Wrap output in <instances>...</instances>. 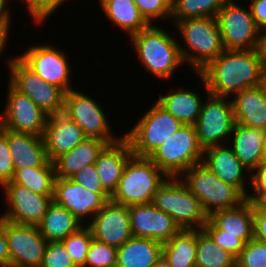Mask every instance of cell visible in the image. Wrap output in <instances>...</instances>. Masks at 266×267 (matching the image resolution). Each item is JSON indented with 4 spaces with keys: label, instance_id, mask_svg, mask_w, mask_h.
<instances>
[{
    "label": "cell",
    "instance_id": "obj_41",
    "mask_svg": "<svg viewBox=\"0 0 266 267\" xmlns=\"http://www.w3.org/2000/svg\"><path fill=\"white\" fill-rule=\"evenodd\" d=\"M39 267H77L60 241L48 242Z\"/></svg>",
    "mask_w": 266,
    "mask_h": 267
},
{
    "label": "cell",
    "instance_id": "obj_7",
    "mask_svg": "<svg viewBox=\"0 0 266 267\" xmlns=\"http://www.w3.org/2000/svg\"><path fill=\"white\" fill-rule=\"evenodd\" d=\"M194 125H183L148 158L167 176L179 177L184 171L203 161Z\"/></svg>",
    "mask_w": 266,
    "mask_h": 267
},
{
    "label": "cell",
    "instance_id": "obj_47",
    "mask_svg": "<svg viewBox=\"0 0 266 267\" xmlns=\"http://www.w3.org/2000/svg\"><path fill=\"white\" fill-rule=\"evenodd\" d=\"M250 10L256 26L266 31V0H250Z\"/></svg>",
    "mask_w": 266,
    "mask_h": 267
},
{
    "label": "cell",
    "instance_id": "obj_31",
    "mask_svg": "<svg viewBox=\"0 0 266 267\" xmlns=\"http://www.w3.org/2000/svg\"><path fill=\"white\" fill-rule=\"evenodd\" d=\"M106 17L131 36L150 24L140 14L134 0H99Z\"/></svg>",
    "mask_w": 266,
    "mask_h": 267
},
{
    "label": "cell",
    "instance_id": "obj_44",
    "mask_svg": "<svg viewBox=\"0 0 266 267\" xmlns=\"http://www.w3.org/2000/svg\"><path fill=\"white\" fill-rule=\"evenodd\" d=\"M253 195L248 193L246 200L251 203H266V165H259L250 172ZM255 193V194H254Z\"/></svg>",
    "mask_w": 266,
    "mask_h": 267
},
{
    "label": "cell",
    "instance_id": "obj_21",
    "mask_svg": "<svg viewBox=\"0 0 266 267\" xmlns=\"http://www.w3.org/2000/svg\"><path fill=\"white\" fill-rule=\"evenodd\" d=\"M211 146L204 149L202 163L208 167L223 182L236 187L245 197L248 192L245 188L247 172L250 171L238 160L231 145Z\"/></svg>",
    "mask_w": 266,
    "mask_h": 267
},
{
    "label": "cell",
    "instance_id": "obj_27",
    "mask_svg": "<svg viewBox=\"0 0 266 267\" xmlns=\"http://www.w3.org/2000/svg\"><path fill=\"white\" fill-rule=\"evenodd\" d=\"M231 148L238 160L251 172L260 165L266 131L235 123Z\"/></svg>",
    "mask_w": 266,
    "mask_h": 267
},
{
    "label": "cell",
    "instance_id": "obj_40",
    "mask_svg": "<svg viewBox=\"0 0 266 267\" xmlns=\"http://www.w3.org/2000/svg\"><path fill=\"white\" fill-rule=\"evenodd\" d=\"M134 2L150 25L161 18L171 19V5L165 0H134Z\"/></svg>",
    "mask_w": 266,
    "mask_h": 267
},
{
    "label": "cell",
    "instance_id": "obj_10",
    "mask_svg": "<svg viewBox=\"0 0 266 267\" xmlns=\"http://www.w3.org/2000/svg\"><path fill=\"white\" fill-rule=\"evenodd\" d=\"M225 50L256 49L261 30L249 10L227 0L216 16Z\"/></svg>",
    "mask_w": 266,
    "mask_h": 267
},
{
    "label": "cell",
    "instance_id": "obj_26",
    "mask_svg": "<svg viewBox=\"0 0 266 267\" xmlns=\"http://www.w3.org/2000/svg\"><path fill=\"white\" fill-rule=\"evenodd\" d=\"M207 219L223 234L237 235L245 243L253 239V208L248 200L234 208L216 210Z\"/></svg>",
    "mask_w": 266,
    "mask_h": 267
},
{
    "label": "cell",
    "instance_id": "obj_49",
    "mask_svg": "<svg viewBox=\"0 0 266 267\" xmlns=\"http://www.w3.org/2000/svg\"><path fill=\"white\" fill-rule=\"evenodd\" d=\"M256 51L262 67H266V31H261Z\"/></svg>",
    "mask_w": 266,
    "mask_h": 267
},
{
    "label": "cell",
    "instance_id": "obj_11",
    "mask_svg": "<svg viewBox=\"0 0 266 267\" xmlns=\"http://www.w3.org/2000/svg\"><path fill=\"white\" fill-rule=\"evenodd\" d=\"M104 112L99 103L77 89L65 94L63 113L79 125L87 138H96L108 144L116 143L124 135H113Z\"/></svg>",
    "mask_w": 266,
    "mask_h": 267
},
{
    "label": "cell",
    "instance_id": "obj_25",
    "mask_svg": "<svg viewBox=\"0 0 266 267\" xmlns=\"http://www.w3.org/2000/svg\"><path fill=\"white\" fill-rule=\"evenodd\" d=\"M108 145L107 142L86 138L74 149L57 157L53 161L56 178H72L86 166L95 164L99 154Z\"/></svg>",
    "mask_w": 266,
    "mask_h": 267
},
{
    "label": "cell",
    "instance_id": "obj_9",
    "mask_svg": "<svg viewBox=\"0 0 266 267\" xmlns=\"http://www.w3.org/2000/svg\"><path fill=\"white\" fill-rule=\"evenodd\" d=\"M10 71L9 84L19 93L28 96L47 115L64 111L65 92L41 79L18 56L6 60Z\"/></svg>",
    "mask_w": 266,
    "mask_h": 267
},
{
    "label": "cell",
    "instance_id": "obj_29",
    "mask_svg": "<svg viewBox=\"0 0 266 267\" xmlns=\"http://www.w3.org/2000/svg\"><path fill=\"white\" fill-rule=\"evenodd\" d=\"M37 226L48 242H56L64 240L83 224L68 209L53 200Z\"/></svg>",
    "mask_w": 266,
    "mask_h": 267
},
{
    "label": "cell",
    "instance_id": "obj_19",
    "mask_svg": "<svg viewBox=\"0 0 266 267\" xmlns=\"http://www.w3.org/2000/svg\"><path fill=\"white\" fill-rule=\"evenodd\" d=\"M130 228L133 237L147 238L164 243L181 228L173 218L152 203L129 206Z\"/></svg>",
    "mask_w": 266,
    "mask_h": 267
},
{
    "label": "cell",
    "instance_id": "obj_55",
    "mask_svg": "<svg viewBox=\"0 0 266 267\" xmlns=\"http://www.w3.org/2000/svg\"><path fill=\"white\" fill-rule=\"evenodd\" d=\"M167 1L171 6L175 3V0H165Z\"/></svg>",
    "mask_w": 266,
    "mask_h": 267
},
{
    "label": "cell",
    "instance_id": "obj_13",
    "mask_svg": "<svg viewBox=\"0 0 266 267\" xmlns=\"http://www.w3.org/2000/svg\"><path fill=\"white\" fill-rule=\"evenodd\" d=\"M10 267H39L48 241L38 226L22 225L4 219Z\"/></svg>",
    "mask_w": 266,
    "mask_h": 267
},
{
    "label": "cell",
    "instance_id": "obj_28",
    "mask_svg": "<svg viewBox=\"0 0 266 267\" xmlns=\"http://www.w3.org/2000/svg\"><path fill=\"white\" fill-rule=\"evenodd\" d=\"M163 243L132 237L117 250L116 267H152L162 255Z\"/></svg>",
    "mask_w": 266,
    "mask_h": 267
},
{
    "label": "cell",
    "instance_id": "obj_34",
    "mask_svg": "<svg viewBox=\"0 0 266 267\" xmlns=\"http://www.w3.org/2000/svg\"><path fill=\"white\" fill-rule=\"evenodd\" d=\"M195 267H236V258L218 246L203 230H197Z\"/></svg>",
    "mask_w": 266,
    "mask_h": 267
},
{
    "label": "cell",
    "instance_id": "obj_38",
    "mask_svg": "<svg viewBox=\"0 0 266 267\" xmlns=\"http://www.w3.org/2000/svg\"><path fill=\"white\" fill-rule=\"evenodd\" d=\"M236 267H266V243L249 240L236 258Z\"/></svg>",
    "mask_w": 266,
    "mask_h": 267
},
{
    "label": "cell",
    "instance_id": "obj_35",
    "mask_svg": "<svg viewBox=\"0 0 266 267\" xmlns=\"http://www.w3.org/2000/svg\"><path fill=\"white\" fill-rule=\"evenodd\" d=\"M227 0H175L171 18L178 22L188 18L215 17Z\"/></svg>",
    "mask_w": 266,
    "mask_h": 267
},
{
    "label": "cell",
    "instance_id": "obj_39",
    "mask_svg": "<svg viewBox=\"0 0 266 267\" xmlns=\"http://www.w3.org/2000/svg\"><path fill=\"white\" fill-rule=\"evenodd\" d=\"M203 230L214 240V242L222 249L229 252L235 258H237L243 248L245 242L237 237V235L223 234V230L217 229L208 219Z\"/></svg>",
    "mask_w": 266,
    "mask_h": 267
},
{
    "label": "cell",
    "instance_id": "obj_36",
    "mask_svg": "<svg viewBox=\"0 0 266 267\" xmlns=\"http://www.w3.org/2000/svg\"><path fill=\"white\" fill-rule=\"evenodd\" d=\"M92 233L87 224L60 241L77 267H83L92 241Z\"/></svg>",
    "mask_w": 266,
    "mask_h": 267
},
{
    "label": "cell",
    "instance_id": "obj_5",
    "mask_svg": "<svg viewBox=\"0 0 266 267\" xmlns=\"http://www.w3.org/2000/svg\"><path fill=\"white\" fill-rule=\"evenodd\" d=\"M151 203L170 215L181 229L201 230L208 215L199 199L179 177H168L153 195Z\"/></svg>",
    "mask_w": 266,
    "mask_h": 267
},
{
    "label": "cell",
    "instance_id": "obj_46",
    "mask_svg": "<svg viewBox=\"0 0 266 267\" xmlns=\"http://www.w3.org/2000/svg\"><path fill=\"white\" fill-rule=\"evenodd\" d=\"M253 238L266 243V203H252Z\"/></svg>",
    "mask_w": 266,
    "mask_h": 267
},
{
    "label": "cell",
    "instance_id": "obj_37",
    "mask_svg": "<svg viewBox=\"0 0 266 267\" xmlns=\"http://www.w3.org/2000/svg\"><path fill=\"white\" fill-rule=\"evenodd\" d=\"M118 248L92 239L83 267H116Z\"/></svg>",
    "mask_w": 266,
    "mask_h": 267
},
{
    "label": "cell",
    "instance_id": "obj_42",
    "mask_svg": "<svg viewBox=\"0 0 266 267\" xmlns=\"http://www.w3.org/2000/svg\"><path fill=\"white\" fill-rule=\"evenodd\" d=\"M27 5L29 15L32 16L36 24H42L46 22V18H49L55 10L60 8L66 0H23Z\"/></svg>",
    "mask_w": 266,
    "mask_h": 267
},
{
    "label": "cell",
    "instance_id": "obj_43",
    "mask_svg": "<svg viewBox=\"0 0 266 267\" xmlns=\"http://www.w3.org/2000/svg\"><path fill=\"white\" fill-rule=\"evenodd\" d=\"M12 155L7 141V129L0 126V185L10 182L14 175Z\"/></svg>",
    "mask_w": 266,
    "mask_h": 267
},
{
    "label": "cell",
    "instance_id": "obj_24",
    "mask_svg": "<svg viewBox=\"0 0 266 267\" xmlns=\"http://www.w3.org/2000/svg\"><path fill=\"white\" fill-rule=\"evenodd\" d=\"M7 141L15 169L43 166L48 161L43 136L7 130Z\"/></svg>",
    "mask_w": 266,
    "mask_h": 267
},
{
    "label": "cell",
    "instance_id": "obj_33",
    "mask_svg": "<svg viewBox=\"0 0 266 267\" xmlns=\"http://www.w3.org/2000/svg\"><path fill=\"white\" fill-rule=\"evenodd\" d=\"M55 178L53 162L48 160L43 166L15 169L11 182L27 187L32 192L53 196Z\"/></svg>",
    "mask_w": 266,
    "mask_h": 267
},
{
    "label": "cell",
    "instance_id": "obj_50",
    "mask_svg": "<svg viewBox=\"0 0 266 267\" xmlns=\"http://www.w3.org/2000/svg\"><path fill=\"white\" fill-rule=\"evenodd\" d=\"M10 23H0V55L5 50V46L7 47V36L9 35Z\"/></svg>",
    "mask_w": 266,
    "mask_h": 267
},
{
    "label": "cell",
    "instance_id": "obj_54",
    "mask_svg": "<svg viewBox=\"0 0 266 267\" xmlns=\"http://www.w3.org/2000/svg\"><path fill=\"white\" fill-rule=\"evenodd\" d=\"M260 165H266V136H265L264 143H263Z\"/></svg>",
    "mask_w": 266,
    "mask_h": 267
},
{
    "label": "cell",
    "instance_id": "obj_30",
    "mask_svg": "<svg viewBox=\"0 0 266 267\" xmlns=\"http://www.w3.org/2000/svg\"><path fill=\"white\" fill-rule=\"evenodd\" d=\"M171 92L160 94L156 102L183 125H195L203 105L199 93L186 89Z\"/></svg>",
    "mask_w": 266,
    "mask_h": 267
},
{
    "label": "cell",
    "instance_id": "obj_8",
    "mask_svg": "<svg viewBox=\"0 0 266 267\" xmlns=\"http://www.w3.org/2000/svg\"><path fill=\"white\" fill-rule=\"evenodd\" d=\"M151 106L134 127L124 134L135 156L149 157L183 126L157 102Z\"/></svg>",
    "mask_w": 266,
    "mask_h": 267
},
{
    "label": "cell",
    "instance_id": "obj_45",
    "mask_svg": "<svg viewBox=\"0 0 266 267\" xmlns=\"http://www.w3.org/2000/svg\"><path fill=\"white\" fill-rule=\"evenodd\" d=\"M71 179L89 191L106 192L101 186L95 164L86 166L77 172Z\"/></svg>",
    "mask_w": 266,
    "mask_h": 267
},
{
    "label": "cell",
    "instance_id": "obj_23",
    "mask_svg": "<svg viewBox=\"0 0 266 267\" xmlns=\"http://www.w3.org/2000/svg\"><path fill=\"white\" fill-rule=\"evenodd\" d=\"M231 102L236 123L266 131V93L259 86L236 93Z\"/></svg>",
    "mask_w": 266,
    "mask_h": 267
},
{
    "label": "cell",
    "instance_id": "obj_1",
    "mask_svg": "<svg viewBox=\"0 0 266 267\" xmlns=\"http://www.w3.org/2000/svg\"><path fill=\"white\" fill-rule=\"evenodd\" d=\"M261 68L256 49L224 50L198 74L205 91L229 98L242 90L258 87Z\"/></svg>",
    "mask_w": 266,
    "mask_h": 267
},
{
    "label": "cell",
    "instance_id": "obj_2",
    "mask_svg": "<svg viewBox=\"0 0 266 267\" xmlns=\"http://www.w3.org/2000/svg\"><path fill=\"white\" fill-rule=\"evenodd\" d=\"M138 60L146 71L153 73L160 80H169L183 59L180 53L179 42L157 25H149L138 33L131 35Z\"/></svg>",
    "mask_w": 266,
    "mask_h": 267
},
{
    "label": "cell",
    "instance_id": "obj_20",
    "mask_svg": "<svg viewBox=\"0 0 266 267\" xmlns=\"http://www.w3.org/2000/svg\"><path fill=\"white\" fill-rule=\"evenodd\" d=\"M86 138L79 125L64 113L50 115L43 134L48 160L53 162L57 157L74 149Z\"/></svg>",
    "mask_w": 266,
    "mask_h": 267
},
{
    "label": "cell",
    "instance_id": "obj_48",
    "mask_svg": "<svg viewBox=\"0 0 266 267\" xmlns=\"http://www.w3.org/2000/svg\"><path fill=\"white\" fill-rule=\"evenodd\" d=\"M0 267H10V255L6 234L4 230V219L0 216Z\"/></svg>",
    "mask_w": 266,
    "mask_h": 267
},
{
    "label": "cell",
    "instance_id": "obj_4",
    "mask_svg": "<svg viewBox=\"0 0 266 267\" xmlns=\"http://www.w3.org/2000/svg\"><path fill=\"white\" fill-rule=\"evenodd\" d=\"M167 178L148 157L133 155L110 200L128 207L151 203L153 195Z\"/></svg>",
    "mask_w": 266,
    "mask_h": 267
},
{
    "label": "cell",
    "instance_id": "obj_17",
    "mask_svg": "<svg viewBox=\"0 0 266 267\" xmlns=\"http://www.w3.org/2000/svg\"><path fill=\"white\" fill-rule=\"evenodd\" d=\"M53 200L68 209L82 224L110 200L107 192H92L71 178H55Z\"/></svg>",
    "mask_w": 266,
    "mask_h": 267
},
{
    "label": "cell",
    "instance_id": "obj_51",
    "mask_svg": "<svg viewBox=\"0 0 266 267\" xmlns=\"http://www.w3.org/2000/svg\"><path fill=\"white\" fill-rule=\"evenodd\" d=\"M6 3L7 0H0V23H11V13L10 10L6 8L8 6Z\"/></svg>",
    "mask_w": 266,
    "mask_h": 267
},
{
    "label": "cell",
    "instance_id": "obj_22",
    "mask_svg": "<svg viewBox=\"0 0 266 267\" xmlns=\"http://www.w3.org/2000/svg\"><path fill=\"white\" fill-rule=\"evenodd\" d=\"M133 156L129 141L123 136L108 144L99 154L95 166L101 186L111 196L118 186L128 160Z\"/></svg>",
    "mask_w": 266,
    "mask_h": 267
},
{
    "label": "cell",
    "instance_id": "obj_6",
    "mask_svg": "<svg viewBox=\"0 0 266 267\" xmlns=\"http://www.w3.org/2000/svg\"><path fill=\"white\" fill-rule=\"evenodd\" d=\"M179 178L199 199L207 215L216 210L237 207L246 200L236 187L223 182L202 162L184 171Z\"/></svg>",
    "mask_w": 266,
    "mask_h": 267
},
{
    "label": "cell",
    "instance_id": "obj_32",
    "mask_svg": "<svg viewBox=\"0 0 266 267\" xmlns=\"http://www.w3.org/2000/svg\"><path fill=\"white\" fill-rule=\"evenodd\" d=\"M197 230L181 229L163 243L162 255L171 267H195Z\"/></svg>",
    "mask_w": 266,
    "mask_h": 267
},
{
    "label": "cell",
    "instance_id": "obj_52",
    "mask_svg": "<svg viewBox=\"0 0 266 267\" xmlns=\"http://www.w3.org/2000/svg\"><path fill=\"white\" fill-rule=\"evenodd\" d=\"M259 87L266 93V67L261 68Z\"/></svg>",
    "mask_w": 266,
    "mask_h": 267
},
{
    "label": "cell",
    "instance_id": "obj_3",
    "mask_svg": "<svg viewBox=\"0 0 266 267\" xmlns=\"http://www.w3.org/2000/svg\"><path fill=\"white\" fill-rule=\"evenodd\" d=\"M175 24L186 44L184 47H187L179 44L183 62L189 63L195 73L198 74L225 50L215 17L188 18Z\"/></svg>",
    "mask_w": 266,
    "mask_h": 267
},
{
    "label": "cell",
    "instance_id": "obj_12",
    "mask_svg": "<svg viewBox=\"0 0 266 267\" xmlns=\"http://www.w3.org/2000/svg\"><path fill=\"white\" fill-rule=\"evenodd\" d=\"M207 95L208 99L203 102L194 125L199 144L203 149L222 145L225 138L231 139L236 123L232 102L228 101V97H217L208 92Z\"/></svg>",
    "mask_w": 266,
    "mask_h": 267
},
{
    "label": "cell",
    "instance_id": "obj_18",
    "mask_svg": "<svg viewBox=\"0 0 266 267\" xmlns=\"http://www.w3.org/2000/svg\"><path fill=\"white\" fill-rule=\"evenodd\" d=\"M90 220L87 226L99 242L118 248L133 237L128 206L109 200Z\"/></svg>",
    "mask_w": 266,
    "mask_h": 267
},
{
    "label": "cell",
    "instance_id": "obj_53",
    "mask_svg": "<svg viewBox=\"0 0 266 267\" xmlns=\"http://www.w3.org/2000/svg\"><path fill=\"white\" fill-rule=\"evenodd\" d=\"M152 267H171L168 261L163 255L157 260V262Z\"/></svg>",
    "mask_w": 266,
    "mask_h": 267
},
{
    "label": "cell",
    "instance_id": "obj_15",
    "mask_svg": "<svg viewBox=\"0 0 266 267\" xmlns=\"http://www.w3.org/2000/svg\"><path fill=\"white\" fill-rule=\"evenodd\" d=\"M8 90L0 126L13 132L43 136L49 115L10 84Z\"/></svg>",
    "mask_w": 266,
    "mask_h": 267
},
{
    "label": "cell",
    "instance_id": "obj_14",
    "mask_svg": "<svg viewBox=\"0 0 266 267\" xmlns=\"http://www.w3.org/2000/svg\"><path fill=\"white\" fill-rule=\"evenodd\" d=\"M18 57L31 68L41 79L61 88L65 93L73 88L70 85L71 68L64 52L52 45L30 46Z\"/></svg>",
    "mask_w": 266,
    "mask_h": 267
},
{
    "label": "cell",
    "instance_id": "obj_16",
    "mask_svg": "<svg viewBox=\"0 0 266 267\" xmlns=\"http://www.w3.org/2000/svg\"><path fill=\"white\" fill-rule=\"evenodd\" d=\"M1 188L4 191L8 208L0 216L12 223L37 226L53 201V196L32 192L27 187L11 181Z\"/></svg>",
    "mask_w": 266,
    "mask_h": 267
}]
</instances>
